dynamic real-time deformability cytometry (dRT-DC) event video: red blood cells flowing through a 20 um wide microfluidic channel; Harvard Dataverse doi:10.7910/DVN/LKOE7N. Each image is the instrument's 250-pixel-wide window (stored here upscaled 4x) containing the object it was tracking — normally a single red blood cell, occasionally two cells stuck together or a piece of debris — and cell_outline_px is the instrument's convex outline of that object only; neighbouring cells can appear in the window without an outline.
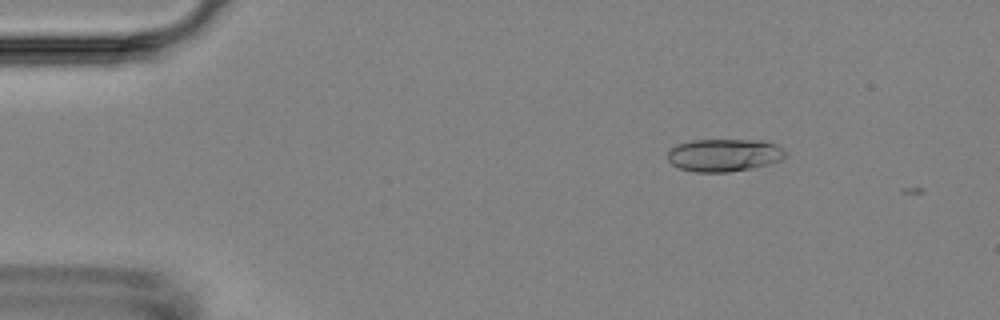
{"species": "Egyptian fruit bat (a non-hibernating species)", "species_latin": "Rousettus aegyptiacus", "temperature_condition": "room temperature", "stored_images_in_passage": 4, "camera_frame_rate_fps": 3000, "um_per_image_px": 0.085, "animal": {"sex": "female"}, "frame": {"image": 1, "passage_image": 2, "time_ms": 0.333, "image_size_px": [1000, 320], "cell_outline_px": [[784, 156], [780, 160], [768, 164], [728, 172], [696, 172], [680, 168], [672, 164], [668, 160], [668, 152], [676, 144], [692, 140], [764, 140], [776, 144], [784, 152]], "centroid_in_image_um": [61.51, 13.17], "position_along_channel_um": 23.5, "area_um2": 22.2}}